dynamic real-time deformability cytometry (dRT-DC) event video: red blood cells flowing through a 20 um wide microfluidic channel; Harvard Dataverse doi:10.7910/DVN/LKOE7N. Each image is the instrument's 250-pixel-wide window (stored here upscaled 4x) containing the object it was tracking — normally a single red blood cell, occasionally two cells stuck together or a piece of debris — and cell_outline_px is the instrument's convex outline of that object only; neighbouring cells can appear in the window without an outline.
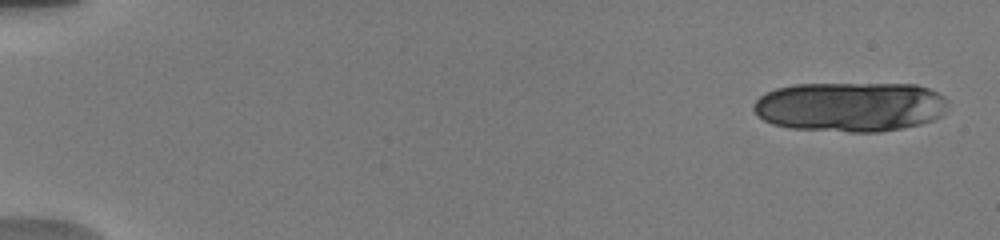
{"species": "human", "species_latin": "Homo sapiens", "temperature_condition": "warm", "stored_images_in_passage": 15, "segment_of_instrument_passage": [1, 2], "camera_frame_rate_fps": 3000, "um_per_image_px": 0.085, "donor": {"sex": "male"}, "frame": {"image": 1, "passage_image": 1, "time_ms": 0.0, "image_size_px": [1000, 240], "cell_outline_px": [[948, 112], [932, 120], [920, 124], [904, 128], [880, 132], [848, 132], [788, 128], [772, 124], [756, 116], [752, 108], [752, 104], [760, 96], [776, 88], [796, 84], [916, 84], [928, 88], [944, 96], [948, 100]], "centroid_in_image_um": [72.28, 9.08], "position_along_channel_um": 12.7, "area_um2": 57.05}}
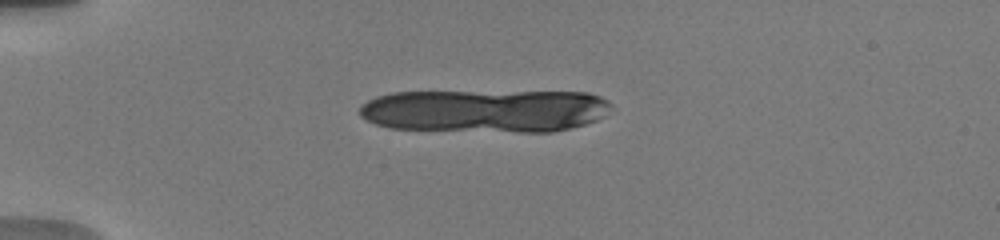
{"frame": {"image": 2, "passage_image": 6, "time_ms": 4.0, "image_size_px": [1000, 240], "cell_outline_px": [[612, 104], [604, 116], [596, 120], [572, 128], [552, 132], [516, 132], [392, 128], [376, 124], [364, 120], [360, 116], [360, 104], [376, 96], [392, 92], [588, 92], [600, 96], [608, 100]], "centroid_in_image_um": [41.24, 9.41], "position_along_channel_um": 43.8, "area_um2": 63.35}}